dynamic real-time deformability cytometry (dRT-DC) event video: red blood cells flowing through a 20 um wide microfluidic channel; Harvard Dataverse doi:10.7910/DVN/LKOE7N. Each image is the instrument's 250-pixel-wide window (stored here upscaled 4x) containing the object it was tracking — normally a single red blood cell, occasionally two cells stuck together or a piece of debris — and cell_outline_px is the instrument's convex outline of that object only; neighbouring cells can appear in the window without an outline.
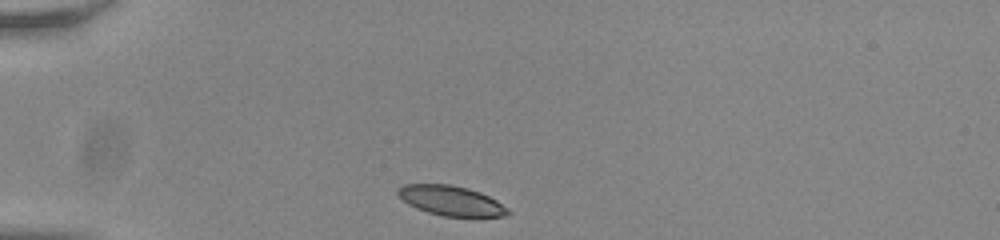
{"species": "common noctule bat (a hibernating species)", "species_latin": "Nyctalus noctula", "temperature_condition": "room temperature", "stored_images_in_passage": 33, "camera_frame_rate_fps": 3000, "um_per_image_px": 0.085, "animal": {"sex": "male", "body_mass_g": 20.0, "forearm_length_mm": 53.3}, "frame": {"image": 1, "passage_image": 1, "time_ms": 0.0, "image_size_px": [1000, 240], "cell_outline_px": [[512, 212], [504, 216], [444, 216], [428, 212], [416, 208], [408, 204], [396, 192], [404, 184], [448, 184], [468, 188], [480, 192], [496, 200], [508, 208]], "centroid_in_image_um": [38.35, 17.05], "position_along_channel_um": 46.6, "area_um2": 18.9}}
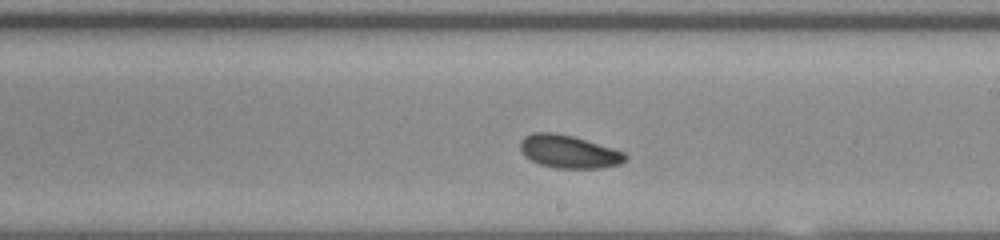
{"frame": {"image": 2, "passage_image": 19, "time_ms": 6.0, "image_size_px": [1000, 240], "cell_outline_px": [[628, 160], [620, 164], [600, 168], [556, 168], [540, 164], [524, 156], [520, 148], [520, 140], [524, 136], [532, 132], [556, 132], [572, 136], [612, 148], [624, 152], [628, 156]], "centroid_in_image_um": [48.34, 12.88], "position_along_channel_um": 240.7, "area_um2": 20.23}}
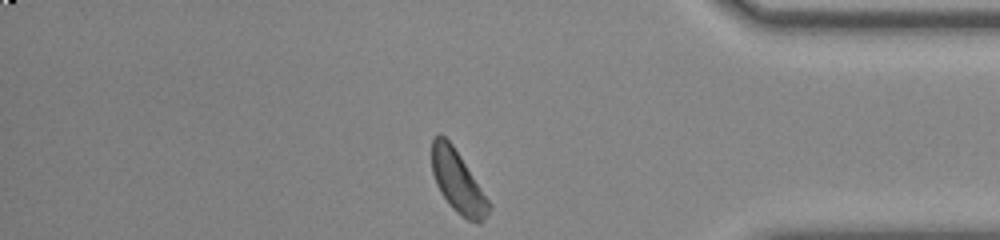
{"frame": {"image": 3, "passage_image": 33, "time_ms": 10.667, "image_size_px": [1000, 240], "cell_outline_px": [[492, 208], [484, 220], [480, 224], [476, 224], [468, 220], [456, 212], [448, 204], [440, 192], [436, 184], [432, 172], [432, 140], [436, 136], [444, 136], [452, 144], [492, 204]], "centroid_in_image_um": [38.94, 15.51], "position_along_channel_um": 396.3, "area_um2": 20.63}, "authors_computed_cell_mechanics": {"area_um2": 20.23, "velocity_mm_per_s": 3.7635, "shape_relaxation_time_tau1_ms": 2.1073, "shape_relaxation_time_tau2_ms": null, "deformation_change_tau1": 0.0663, "deformation_change_tau2": null}}